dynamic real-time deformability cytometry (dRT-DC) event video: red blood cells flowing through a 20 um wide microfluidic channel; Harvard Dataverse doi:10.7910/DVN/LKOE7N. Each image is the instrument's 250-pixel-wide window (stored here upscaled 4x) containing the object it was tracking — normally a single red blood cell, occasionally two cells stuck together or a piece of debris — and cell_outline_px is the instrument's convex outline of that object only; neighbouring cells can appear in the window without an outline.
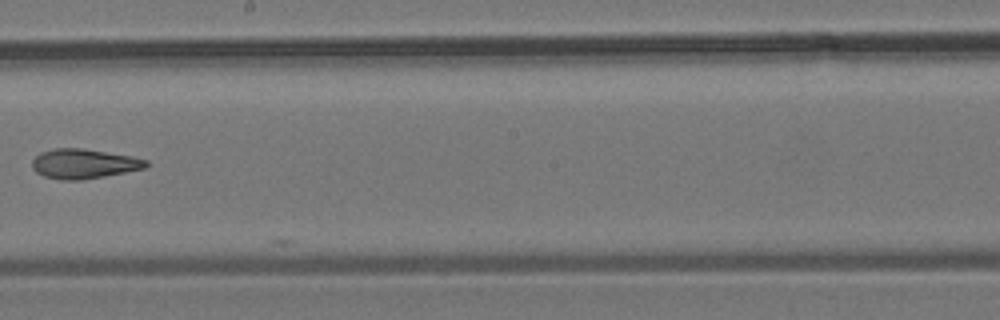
{"species": "common noctule bat (a hibernating species)", "species_latin": "Nyctalus noctula", "temperature_condition": "room temperature", "stored_images_in_passage": 10, "segment_of_instrument_passage": [1, 2], "camera_frame_rate_fps": 3000, "um_per_image_px": 0.085, "animal": {"sex": "male", "body_mass_g": 19.2, "forearm_length_mm": 51.8}, "frame": {"image": 1, "passage_image": 8, "time_ms": 8.333, "image_size_px": [1000, 320], "cell_outline_px": [[148, 168], [84, 180], [60, 180], [44, 176], [36, 172], [32, 168], [32, 160], [40, 152], [56, 148], [80, 148], [132, 156], [148, 160]], "centroid_in_image_um": [7.14, 13.93], "position_along_channel_um": 241.1, "area_um2": 19.83}}